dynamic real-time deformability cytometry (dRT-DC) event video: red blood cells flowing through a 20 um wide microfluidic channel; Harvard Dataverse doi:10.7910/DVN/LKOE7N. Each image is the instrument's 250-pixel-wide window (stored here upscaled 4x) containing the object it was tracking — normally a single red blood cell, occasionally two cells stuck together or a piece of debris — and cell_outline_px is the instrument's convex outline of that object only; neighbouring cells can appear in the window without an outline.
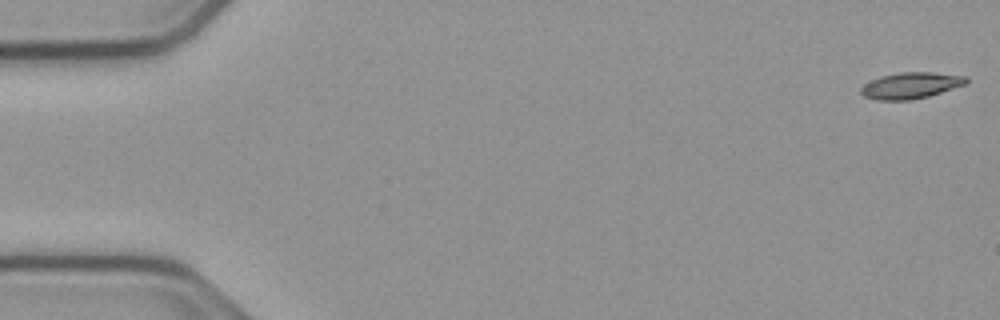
{"species": "common noctule bat (a hibernating species)", "species_latin": "Nyctalus noctula", "temperature_condition": "cold", "stored_images_in_passage": 54, "camera_frame_rate_fps": 3000, "um_per_image_px": 0.085, "animal": {"sex": "male", "body_mass_g": 23.1, "forearm_length_mm": 52.7}, "frame": {"image": 1, "passage_image": 1, "time_ms": 0.0, "image_size_px": [1000, 320], "cell_outline_px": [[968, 84], [928, 96], [912, 100], [876, 100], [864, 96], [860, 92], [860, 88], [864, 84], [880, 76], [900, 72], [932, 72], [968, 76]], "centroid_in_image_um": [77.44, 7.26], "position_along_channel_um": 7.6, "area_um2": 16.24}}
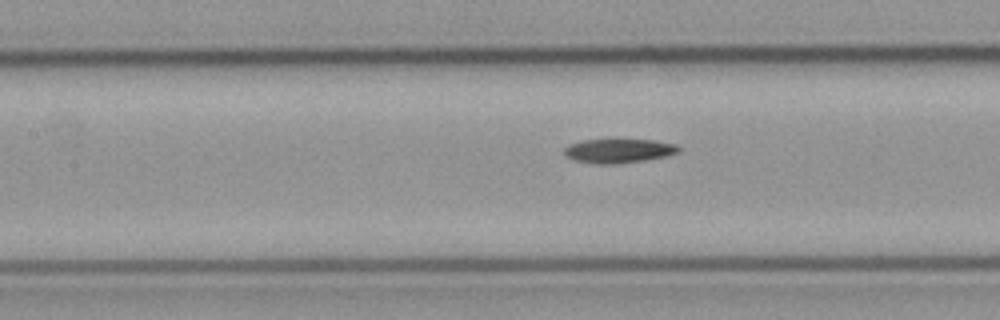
{"frame": {"image": 2, "passage_image": 24, "time_ms": 7.667, "image_size_px": [1000, 320], "cell_outline_px": [[680, 152], [664, 156], [644, 160], [616, 164], [596, 164], [576, 160], [564, 156], [564, 148], [568, 144], [584, 140], [652, 140], [676, 144], [680, 148]], "centroid_in_image_um": [52.56, 12.82], "position_along_channel_um": 154.8, "area_um2": 15.95}}
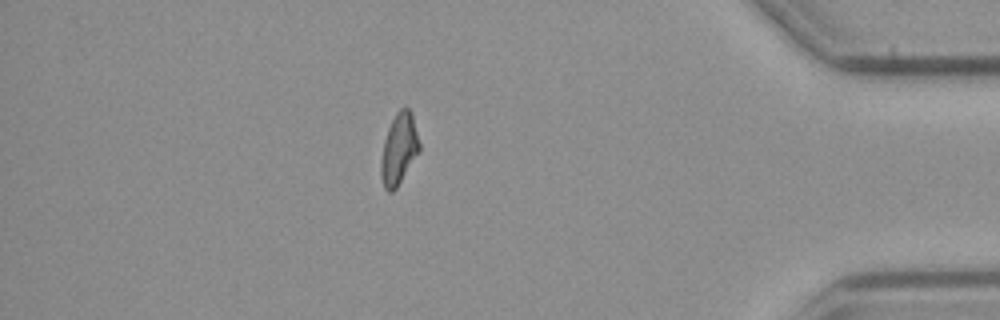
{"frame": {"image": 3, "passage_image": 47, "time_ms": 15.333, "image_size_px": [1000, 320], "cell_outline_px": [[420, 152], [396, 188], [392, 192], [388, 192], [384, 188], [380, 176], [380, 160], [384, 140], [388, 128], [396, 112], [400, 108], [408, 108], [412, 112], [420, 144]], "centroid_in_image_um": [33.91, 12.68], "position_along_channel_um": 401.3, "area_um2": 16.13}, "authors_computed_cell_mechanics": {"area_um2": 16.0973, "velocity_mm_per_s": 3.791, "shape_relaxation_time_tau1_ms": 10.7036, "shape_relaxation_time_tau2_ms": null, "deformation_change_tau1": 0.2345, "deformation_change_tau2": null}}